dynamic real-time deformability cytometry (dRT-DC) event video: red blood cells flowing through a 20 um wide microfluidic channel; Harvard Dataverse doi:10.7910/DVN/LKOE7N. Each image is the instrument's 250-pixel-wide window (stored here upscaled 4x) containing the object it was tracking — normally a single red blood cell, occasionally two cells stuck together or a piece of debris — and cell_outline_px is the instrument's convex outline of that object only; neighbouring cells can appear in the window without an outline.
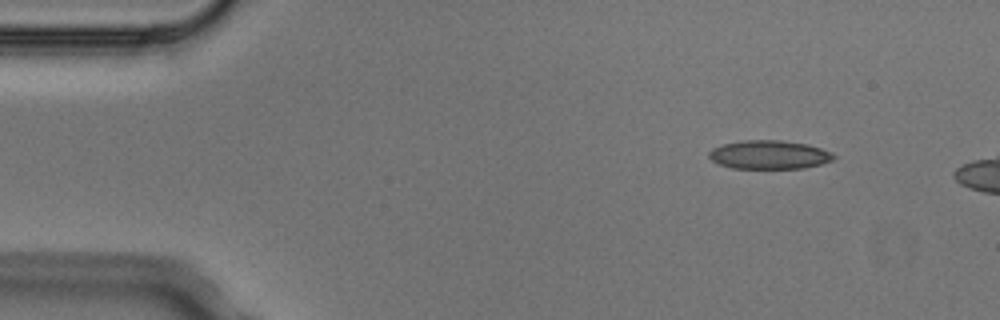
{"species": "Egyptian fruit bat (a non-hibernating species)", "species_latin": "Rousettus aegyptiacus", "temperature_condition": "cold", "stored_images_in_passage": 3, "camera_frame_rate_fps": 3000, "um_per_image_px": 0.085, "animal": {"sex": "male"}, "frame": {"image": 1, "passage_image": 1, "time_ms": 0.0, "image_size_px": [1000, 320], "cell_outline_px": [[836, 156], [832, 160], [820, 164], [804, 168], [732, 168], [720, 164], [712, 160], [708, 156], [708, 152], [712, 148], [724, 144], [744, 140], [780, 140], [808, 144], [832, 152]], "centroid_in_image_um": [65.39, 13.15], "position_along_channel_um": 19.6, "area_um2": 20.75}}